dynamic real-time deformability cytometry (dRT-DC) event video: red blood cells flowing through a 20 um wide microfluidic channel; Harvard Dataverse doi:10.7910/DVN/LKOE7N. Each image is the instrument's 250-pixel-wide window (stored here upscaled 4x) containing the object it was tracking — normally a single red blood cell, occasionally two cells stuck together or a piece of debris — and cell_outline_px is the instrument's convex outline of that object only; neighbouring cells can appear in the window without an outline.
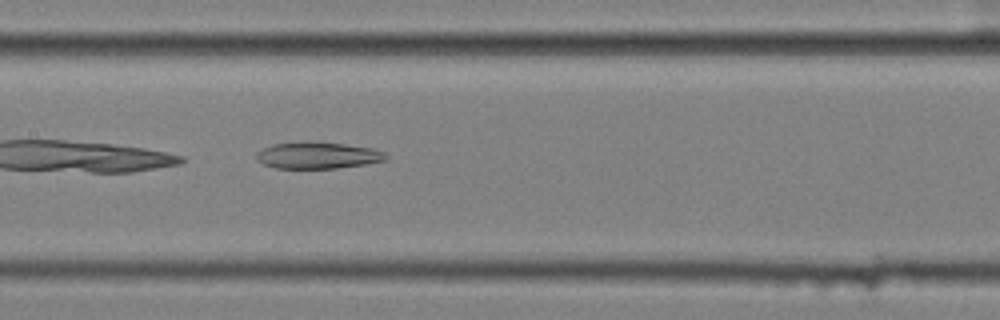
{"species": "common noctule bat (a hibernating species)", "species_latin": "Nyctalus noctula", "temperature_condition": "cold", "stored_images_in_passage": 35, "camera_frame_rate_fps": 3000, "um_per_image_px": 0.085, "animal": {"sex": "female", "body_mass_g": 25.1}, "frame": {"image": 1, "passage_image": 11, "time_ms": 3.333, "image_size_px": [1000, 320], "cell_outline_px": [[388, 160], [364, 164], [336, 168], [276, 168], [264, 164], [256, 160], [256, 152], [272, 144], [344, 144], [372, 148], [384, 152], [388, 156]], "centroid_in_image_um": [27.03, 13.25], "position_along_channel_um": 180.4, "area_um2": 19.25}}